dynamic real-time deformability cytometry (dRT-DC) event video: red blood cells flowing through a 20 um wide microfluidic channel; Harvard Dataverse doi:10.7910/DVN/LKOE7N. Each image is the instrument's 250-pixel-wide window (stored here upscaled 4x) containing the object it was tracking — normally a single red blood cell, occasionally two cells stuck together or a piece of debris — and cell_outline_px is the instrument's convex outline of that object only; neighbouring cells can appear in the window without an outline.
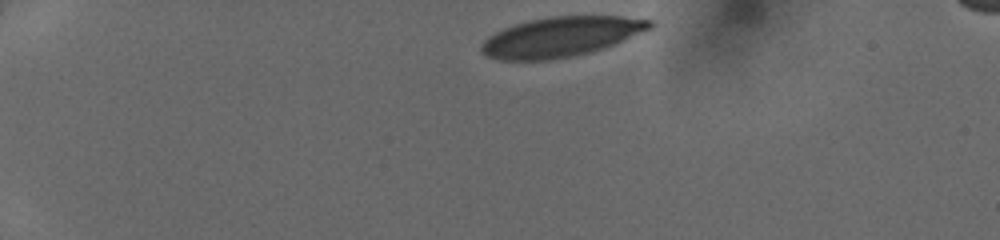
{"species": "human", "species_latin": "Homo sapiens", "temperature_condition": "cold", "stored_images_in_passage": 39, "camera_frame_rate_fps": 3000, "um_per_image_px": 0.085, "donor": {"sex": "female"}, "frame": {"image": 1, "passage_image": 1, "time_ms": 0.0, "image_size_px": [1000, 240], "cell_outline_px": [[652, 28], [604, 48], [572, 56], [548, 60], [500, 60], [488, 56], [480, 52], [480, 44], [488, 36], [512, 24], [528, 20], [552, 16], [620, 16], [652, 20]], "centroid_in_image_um": [47.64, 3.12], "position_along_channel_um": 37.4, "area_um2": 39.02}}
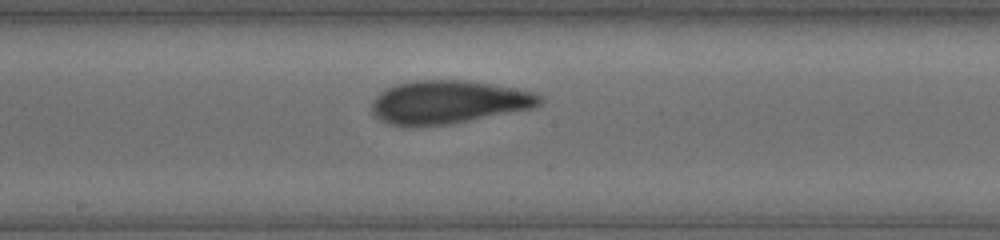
{"frame": {"image": 2, "passage_image": 19, "time_ms": 6.0, "image_size_px": [1000, 240], "cell_outline_px": [[544, 100], [540, 104], [532, 108], [448, 124], [392, 124], [376, 116], [372, 112], [372, 100], [380, 92], [396, 84], [416, 80], [464, 80], [492, 84], [536, 92]], "centroid_in_image_um": [38.15, 8.64], "position_along_channel_um": 210.0, "area_um2": 41.38}}
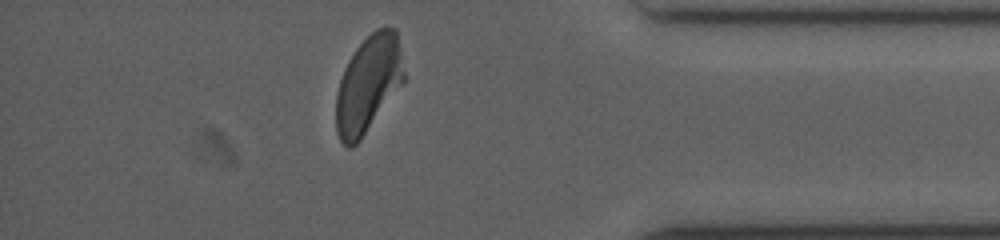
{"frame": {"image": 3, "passage_image": 34, "time_ms": 11.0, "image_size_px": [1000, 240], "cell_outline_px": [[404, 80], [360, 140], [352, 148], [348, 148], [340, 140], [336, 132], [336, 96], [340, 80], [344, 68], [348, 60], [356, 48], [376, 28], [396, 28], [404, 72]], "centroid_in_image_um": [31.27, 7.16], "position_along_channel_um": 403.9, "area_um2": 37.74}}